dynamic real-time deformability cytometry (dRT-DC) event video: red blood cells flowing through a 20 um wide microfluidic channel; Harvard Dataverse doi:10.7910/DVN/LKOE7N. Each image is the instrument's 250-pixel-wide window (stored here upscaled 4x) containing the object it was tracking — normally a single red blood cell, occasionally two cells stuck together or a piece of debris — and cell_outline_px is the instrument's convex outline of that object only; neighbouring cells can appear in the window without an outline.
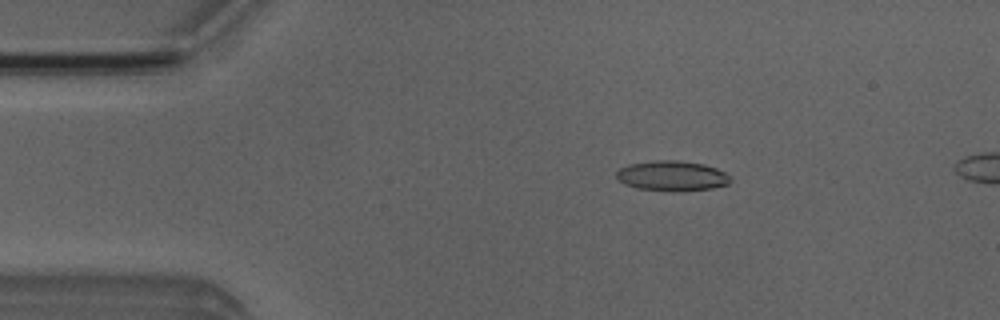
{"species": "Egyptian fruit bat (a non-hibernating species)", "species_latin": "Rousettus aegyptiacus", "temperature_condition": "room temperature", "stored_images_in_passage": 49, "camera_frame_rate_fps": 3000, "um_per_image_px": 0.085, "animal": {"sex": "male"}, "frame": {"image": 1, "passage_image": 8, "time_ms": 2.333, "image_size_px": [1000, 320], "cell_outline_px": [[732, 180], [728, 184], [712, 188], [676, 192], [672, 192], [636, 188], [624, 184], [616, 176], [616, 172], [620, 168], [628, 164], [656, 160], [676, 160], [704, 164], [716, 168], [732, 176]], "centroid_in_image_um": [57.13, 14.96], "position_along_channel_um": 27.9, "area_um2": 20.23}}
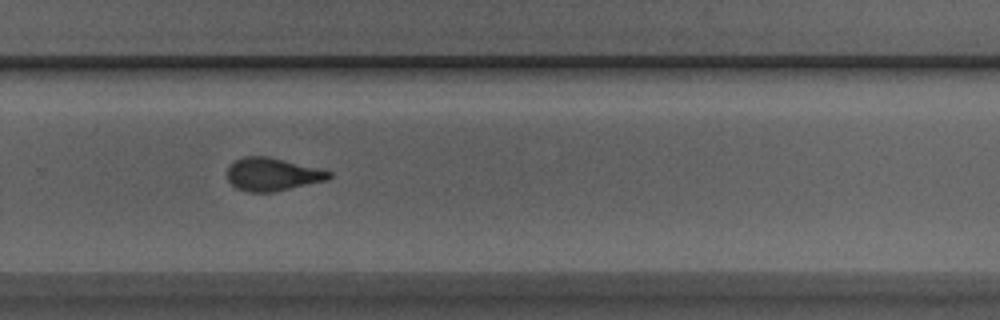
{"frame": {"image": 2, "passage_image": 33, "time_ms": 10.667, "image_size_px": [1000, 320], "cell_outline_px": [[332, 176], [328, 180], [276, 192], [248, 192], [236, 188], [228, 180], [228, 168], [236, 160], [244, 156], [268, 156], [320, 168], [332, 172]], "centroid_in_image_um": [23.2, 14.82], "position_along_channel_um": 306.6, "area_um2": 19.71}}
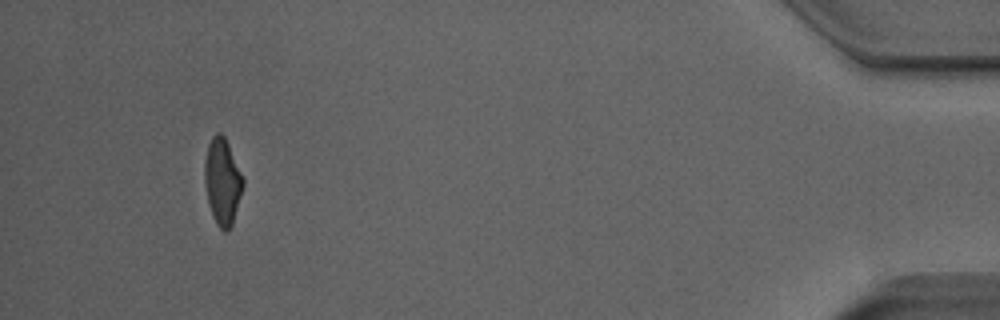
{"frame": {"image": 3, "passage_image": 47, "time_ms": 15.333, "image_size_px": [1000, 320], "cell_outline_px": [[244, 184], [232, 224], [228, 232], [224, 232], [216, 224], [212, 216], [208, 204], [204, 180], [204, 160], [208, 144], [212, 136], [216, 132], [220, 132], [224, 136], [244, 176]], "centroid_in_image_um": [18.9, 15.42], "position_along_channel_um": 416.3, "area_um2": 19.59}, "authors_computed_cell_mechanics": {"area_um2": 19.8254, "velocity_mm_per_s": 3.9908, "shape_relaxation_time_tau1_ms": 4.4266, "shape_relaxation_time_tau2_ms": 1.5966, "deformation_change_tau1": 0.1882, "deformation_change_tau2": 0.0988}}